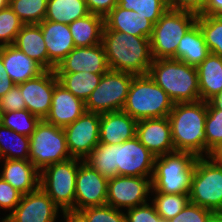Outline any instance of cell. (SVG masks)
<instances>
[{"label":"cell","mask_w":222,"mask_h":222,"mask_svg":"<svg viewBox=\"0 0 222 222\" xmlns=\"http://www.w3.org/2000/svg\"><path fill=\"white\" fill-rule=\"evenodd\" d=\"M51 108L44 119L46 122L59 127H65L86 112L85 102L74 96L60 83L54 86Z\"/></svg>","instance_id":"19"},{"label":"cell","mask_w":222,"mask_h":222,"mask_svg":"<svg viewBox=\"0 0 222 222\" xmlns=\"http://www.w3.org/2000/svg\"><path fill=\"white\" fill-rule=\"evenodd\" d=\"M134 74L108 70L103 74L99 85L85 102L87 112L106 113L121 111Z\"/></svg>","instance_id":"10"},{"label":"cell","mask_w":222,"mask_h":222,"mask_svg":"<svg viewBox=\"0 0 222 222\" xmlns=\"http://www.w3.org/2000/svg\"><path fill=\"white\" fill-rule=\"evenodd\" d=\"M126 222H160V215L157 213L154 204L148 202L126 209Z\"/></svg>","instance_id":"42"},{"label":"cell","mask_w":222,"mask_h":222,"mask_svg":"<svg viewBox=\"0 0 222 222\" xmlns=\"http://www.w3.org/2000/svg\"><path fill=\"white\" fill-rule=\"evenodd\" d=\"M148 74L174 103L200 100L196 67L173 58L153 59Z\"/></svg>","instance_id":"3"},{"label":"cell","mask_w":222,"mask_h":222,"mask_svg":"<svg viewBox=\"0 0 222 222\" xmlns=\"http://www.w3.org/2000/svg\"><path fill=\"white\" fill-rule=\"evenodd\" d=\"M61 213H63L65 222H88L86 216L79 210L67 209Z\"/></svg>","instance_id":"49"},{"label":"cell","mask_w":222,"mask_h":222,"mask_svg":"<svg viewBox=\"0 0 222 222\" xmlns=\"http://www.w3.org/2000/svg\"><path fill=\"white\" fill-rule=\"evenodd\" d=\"M197 15L168 9L154 24L150 37L153 59H177L179 41L196 23Z\"/></svg>","instance_id":"6"},{"label":"cell","mask_w":222,"mask_h":222,"mask_svg":"<svg viewBox=\"0 0 222 222\" xmlns=\"http://www.w3.org/2000/svg\"><path fill=\"white\" fill-rule=\"evenodd\" d=\"M104 73H56L58 83L69 90L74 96L86 102L90 94L99 85Z\"/></svg>","instance_id":"29"},{"label":"cell","mask_w":222,"mask_h":222,"mask_svg":"<svg viewBox=\"0 0 222 222\" xmlns=\"http://www.w3.org/2000/svg\"><path fill=\"white\" fill-rule=\"evenodd\" d=\"M48 0H10L9 6L24 24H39L47 13Z\"/></svg>","instance_id":"34"},{"label":"cell","mask_w":222,"mask_h":222,"mask_svg":"<svg viewBox=\"0 0 222 222\" xmlns=\"http://www.w3.org/2000/svg\"><path fill=\"white\" fill-rule=\"evenodd\" d=\"M40 119L27 109L0 114V123L19 134L28 137L35 131Z\"/></svg>","instance_id":"35"},{"label":"cell","mask_w":222,"mask_h":222,"mask_svg":"<svg viewBox=\"0 0 222 222\" xmlns=\"http://www.w3.org/2000/svg\"><path fill=\"white\" fill-rule=\"evenodd\" d=\"M137 120L124 111L100 114L99 143L121 144L136 136Z\"/></svg>","instance_id":"21"},{"label":"cell","mask_w":222,"mask_h":222,"mask_svg":"<svg viewBox=\"0 0 222 222\" xmlns=\"http://www.w3.org/2000/svg\"><path fill=\"white\" fill-rule=\"evenodd\" d=\"M207 108L222 109V90L207 102Z\"/></svg>","instance_id":"50"},{"label":"cell","mask_w":222,"mask_h":222,"mask_svg":"<svg viewBox=\"0 0 222 222\" xmlns=\"http://www.w3.org/2000/svg\"><path fill=\"white\" fill-rule=\"evenodd\" d=\"M29 153L30 137L6 128L0 123V159L29 160Z\"/></svg>","instance_id":"31"},{"label":"cell","mask_w":222,"mask_h":222,"mask_svg":"<svg viewBox=\"0 0 222 222\" xmlns=\"http://www.w3.org/2000/svg\"><path fill=\"white\" fill-rule=\"evenodd\" d=\"M0 56L3 60L9 78L16 84L39 76L45 69L15 45L0 47Z\"/></svg>","instance_id":"23"},{"label":"cell","mask_w":222,"mask_h":222,"mask_svg":"<svg viewBox=\"0 0 222 222\" xmlns=\"http://www.w3.org/2000/svg\"><path fill=\"white\" fill-rule=\"evenodd\" d=\"M206 156L222 144V109L207 108L205 120Z\"/></svg>","instance_id":"38"},{"label":"cell","mask_w":222,"mask_h":222,"mask_svg":"<svg viewBox=\"0 0 222 222\" xmlns=\"http://www.w3.org/2000/svg\"><path fill=\"white\" fill-rule=\"evenodd\" d=\"M107 187L108 179L82 161L76 177L75 210L105 205Z\"/></svg>","instance_id":"15"},{"label":"cell","mask_w":222,"mask_h":222,"mask_svg":"<svg viewBox=\"0 0 222 222\" xmlns=\"http://www.w3.org/2000/svg\"><path fill=\"white\" fill-rule=\"evenodd\" d=\"M58 79L54 70H45L39 76L18 84L26 109L40 120L50 112L52 94Z\"/></svg>","instance_id":"16"},{"label":"cell","mask_w":222,"mask_h":222,"mask_svg":"<svg viewBox=\"0 0 222 222\" xmlns=\"http://www.w3.org/2000/svg\"><path fill=\"white\" fill-rule=\"evenodd\" d=\"M213 214L212 211L201 207L192 202L188 204L179 212L174 218L168 220L169 222H207L208 218Z\"/></svg>","instance_id":"41"},{"label":"cell","mask_w":222,"mask_h":222,"mask_svg":"<svg viewBox=\"0 0 222 222\" xmlns=\"http://www.w3.org/2000/svg\"><path fill=\"white\" fill-rule=\"evenodd\" d=\"M152 202L157 213L165 220L174 218L189 202V194H165L156 191Z\"/></svg>","instance_id":"37"},{"label":"cell","mask_w":222,"mask_h":222,"mask_svg":"<svg viewBox=\"0 0 222 222\" xmlns=\"http://www.w3.org/2000/svg\"><path fill=\"white\" fill-rule=\"evenodd\" d=\"M59 210L39 187L36 191L24 194L16 208L0 222H55Z\"/></svg>","instance_id":"14"},{"label":"cell","mask_w":222,"mask_h":222,"mask_svg":"<svg viewBox=\"0 0 222 222\" xmlns=\"http://www.w3.org/2000/svg\"><path fill=\"white\" fill-rule=\"evenodd\" d=\"M0 177L20 193L27 194L39 188L40 171L30 160L3 159Z\"/></svg>","instance_id":"24"},{"label":"cell","mask_w":222,"mask_h":222,"mask_svg":"<svg viewBox=\"0 0 222 222\" xmlns=\"http://www.w3.org/2000/svg\"><path fill=\"white\" fill-rule=\"evenodd\" d=\"M63 130L70 155L83 160L99 144L100 113L86 111Z\"/></svg>","instance_id":"13"},{"label":"cell","mask_w":222,"mask_h":222,"mask_svg":"<svg viewBox=\"0 0 222 222\" xmlns=\"http://www.w3.org/2000/svg\"><path fill=\"white\" fill-rule=\"evenodd\" d=\"M197 157L173 151L155 158L152 189L165 194H189Z\"/></svg>","instance_id":"5"},{"label":"cell","mask_w":222,"mask_h":222,"mask_svg":"<svg viewBox=\"0 0 222 222\" xmlns=\"http://www.w3.org/2000/svg\"><path fill=\"white\" fill-rule=\"evenodd\" d=\"M151 179L122 175L108 179L106 204L121 210L147 203L152 189Z\"/></svg>","instance_id":"11"},{"label":"cell","mask_w":222,"mask_h":222,"mask_svg":"<svg viewBox=\"0 0 222 222\" xmlns=\"http://www.w3.org/2000/svg\"><path fill=\"white\" fill-rule=\"evenodd\" d=\"M209 54L203 33L195 23L179 41L177 60L197 67Z\"/></svg>","instance_id":"27"},{"label":"cell","mask_w":222,"mask_h":222,"mask_svg":"<svg viewBox=\"0 0 222 222\" xmlns=\"http://www.w3.org/2000/svg\"><path fill=\"white\" fill-rule=\"evenodd\" d=\"M207 0H168L169 8L202 15Z\"/></svg>","instance_id":"45"},{"label":"cell","mask_w":222,"mask_h":222,"mask_svg":"<svg viewBox=\"0 0 222 222\" xmlns=\"http://www.w3.org/2000/svg\"><path fill=\"white\" fill-rule=\"evenodd\" d=\"M160 222H169V221H168V220L163 219V218L160 216Z\"/></svg>","instance_id":"54"},{"label":"cell","mask_w":222,"mask_h":222,"mask_svg":"<svg viewBox=\"0 0 222 222\" xmlns=\"http://www.w3.org/2000/svg\"><path fill=\"white\" fill-rule=\"evenodd\" d=\"M9 1L10 0H0V10L6 8L7 6H9Z\"/></svg>","instance_id":"53"},{"label":"cell","mask_w":222,"mask_h":222,"mask_svg":"<svg viewBox=\"0 0 222 222\" xmlns=\"http://www.w3.org/2000/svg\"><path fill=\"white\" fill-rule=\"evenodd\" d=\"M90 14L85 0H48L44 20L70 24Z\"/></svg>","instance_id":"30"},{"label":"cell","mask_w":222,"mask_h":222,"mask_svg":"<svg viewBox=\"0 0 222 222\" xmlns=\"http://www.w3.org/2000/svg\"><path fill=\"white\" fill-rule=\"evenodd\" d=\"M109 70L103 44L75 47L55 67V73H106Z\"/></svg>","instance_id":"17"},{"label":"cell","mask_w":222,"mask_h":222,"mask_svg":"<svg viewBox=\"0 0 222 222\" xmlns=\"http://www.w3.org/2000/svg\"><path fill=\"white\" fill-rule=\"evenodd\" d=\"M81 212L88 222H126L125 213L122 210L107 204L85 208Z\"/></svg>","instance_id":"40"},{"label":"cell","mask_w":222,"mask_h":222,"mask_svg":"<svg viewBox=\"0 0 222 222\" xmlns=\"http://www.w3.org/2000/svg\"><path fill=\"white\" fill-rule=\"evenodd\" d=\"M136 137L156 157L175 151L168 117L138 120Z\"/></svg>","instance_id":"18"},{"label":"cell","mask_w":222,"mask_h":222,"mask_svg":"<svg viewBox=\"0 0 222 222\" xmlns=\"http://www.w3.org/2000/svg\"><path fill=\"white\" fill-rule=\"evenodd\" d=\"M102 44L110 70L134 75L149 73L153 61L150 38L103 30Z\"/></svg>","instance_id":"1"},{"label":"cell","mask_w":222,"mask_h":222,"mask_svg":"<svg viewBox=\"0 0 222 222\" xmlns=\"http://www.w3.org/2000/svg\"><path fill=\"white\" fill-rule=\"evenodd\" d=\"M69 28L75 47H90L102 43L104 18L90 13L70 23Z\"/></svg>","instance_id":"28"},{"label":"cell","mask_w":222,"mask_h":222,"mask_svg":"<svg viewBox=\"0 0 222 222\" xmlns=\"http://www.w3.org/2000/svg\"><path fill=\"white\" fill-rule=\"evenodd\" d=\"M206 117L205 101L174 103L168 119L175 151L189 152L197 158L206 157Z\"/></svg>","instance_id":"2"},{"label":"cell","mask_w":222,"mask_h":222,"mask_svg":"<svg viewBox=\"0 0 222 222\" xmlns=\"http://www.w3.org/2000/svg\"><path fill=\"white\" fill-rule=\"evenodd\" d=\"M82 159L71 158L40 171L39 187L61 209L75 210L76 177Z\"/></svg>","instance_id":"9"},{"label":"cell","mask_w":222,"mask_h":222,"mask_svg":"<svg viewBox=\"0 0 222 222\" xmlns=\"http://www.w3.org/2000/svg\"><path fill=\"white\" fill-rule=\"evenodd\" d=\"M26 109L21 88L14 85L2 98H0V114Z\"/></svg>","instance_id":"43"},{"label":"cell","mask_w":222,"mask_h":222,"mask_svg":"<svg viewBox=\"0 0 222 222\" xmlns=\"http://www.w3.org/2000/svg\"><path fill=\"white\" fill-rule=\"evenodd\" d=\"M23 194L0 177V208L14 210L21 201Z\"/></svg>","instance_id":"44"},{"label":"cell","mask_w":222,"mask_h":222,"mask_svg":"<svg viewBox=\"0 0 222 222\" xmlns=\"http://www.w3.org/2000/svg\"><path fill=\"white\" fill-rule=\"evenodd\" d=\"M23 25L10 6L0 10V47L13 45Z\"/></svg>","instance_id":"39"},{"label":"cell","mask_w":222,"mask_h":222,"mask_svg":"<svg viewBox=\"0 0 222 222\" xmlns=\"http://www.w3.org/2000/svg\"><path fill=\"white\" fill-rule=\"evenodd\" d=\"M196 69L200 100L208 102L222 90V57L210 53Z\"/></svg>","instance_id":"25"},{"label":"cell","mask_w":222,"mask_h":222,"mask_svg":"<svg viewBox=\"0 0 222 222\" xmlns=\"http://www.w3.org/2000/svg\"><path fill=\"white\" fill-rule=\"evenodd\" d=\"M207 222H222V213H213Z\"/></svg>","instance_id":"52"},{"label":"cell","mask_w":222,"mask_h":222,"mask_svg":"<svg viewBox=\"0 0 222 222\" xmlns=\"http://www.w3.org/2000/svg\"><path fill=\"white\" fill-rule=\"evenodd\" d=\"M85 2L91 14H96L103 18L118 5V0H85Z\"/></svg>","instance_id":"46"},{"label":"cell","mask_w":222,"mask_h":222,"mask_svg":"<svg viewBox=\"0 0 222 222\" xmlns=\"http://www.w3.org/2000/svg\"><path fill=\"white\" fill-rule=\"evenodd\" d=\"M154 24L133 10L115 6L104 17V29L150 38Z\"/></svg>","instance_id":"22"},{"label":"cell","mask_w":222,"mask_h":222,"mask_svg":"<svg viewBox=\"0 0 222 222\" xmlns=\"http://www.w3.org/2000/svg\"><path fill=\"white\" fill-rule=\"evenodd\" d=\"M117 175L152 178L156 156L135 136L121 144H114Z\"/></svg>","instance_id":"12"},{"label":"cell","mask_w":222,"mask_h":222,"mask_svg":"<svg viewBox=\"0 0 222 222\" xmlns=\"http://www.w3.org/2000/svg\"><path fill=\"white\" fill-rule=\"evenodd\" d=\"M48 52V70H55L71 50L75 48L68 24L43 20L39 23Z\"/></svg>","instance_id":"20"},{"label":"cell","mask_w":222,"mask_h":222,"mask_svg":"<svg viewBox=\"0 0 222 222\" xmlns=\"http://www.w3.org/2000/svg\"><path fill=\"white\" fill-rule=\"evenodd\" d=\"M13 45L48 70V52L39 24H24Z\"/></svg>","instance_id":"26"},{"label":"cell","mask_w":222,"mask_h":222,"mask_svg":"<svg viewBox=\"0 0 222 222\" xmlns=\"http://www.w3.org/2000/svg\"><path fill=\"white\" fill-rule=\"evenodd\" d=\"M174 102L149 76L134 75L122 111L138 120L168 117Z\"/></svg>","instance_id":"4"},{"label":"cell","mask_w":222,"mask_h":222,"mask_svg":"<svg viewBox=\"0 0 222 222\" xmlns=\"http://www.w3.org/2000/svg\"><path fill=\"white\" fill-rule=\"evenodd\" d=\"M90 167L96 169L107 179L117 176V165L114 157V144L99 143L92 152L83 159Z\"/></svg>","instance_id":"32"},{"label":"cell","mask_w":222,"mask_h":222,"mask_svg":"<svg viewBox=\"0 0 222 222\" xmlns=\"http://www.w3.org/2000/svg\"><path fill=\"white\" fill-rule=\"evenodd\" d=\"M71 158L63 128L40 120L30 136L29 160L33 165L42 171L49 165Z\"/></svg>","instance_id":"8"},{"label":"cell","mask_w":222,"mask_h":222,"mask_svg":"<svg viewBox=\"0 0 222 222\" xmlns=\"http://www.w3.org/2000/svg\"><path fill=\"white\" fill-rule=\"evenodd\" d=\"M202 15L222 16V0H207Z\"/></svg>","instance_id":"48"},{"label":"cell","mask_w":222,"mask_h":222,"mask_svg":"<svg viewBox=\"0 0 222 222\" xmlns=\"http://www.w3.org/2000/svg\"><path fill=\"white\" fill-rule=\"evenodd\" d=\"M118 5L139 13L153 24L169 9L168 0H118Z\"/></svg>","instance_id":"36"},{"label":"cell","mask_w":222,"mask_h":222,"mask_svg":"<svg viewBox=\"0 0 222 222\" xmlns=\"http://www.w3.org/2000/svg\"><path fill=\"white\" fill-rule=\"evenodd\" d=\"M210 157L222 165V144L211 153Z\"/></svg>","instance_id":"51"},{"label":"cell","mask_w":222,"mask_h":222,"mask_svg":"<svg viewBox=\"0 0 222 222\" xmlns=\"http://www.w3.org/2000/svg\"><path fill=\"white\" fill-rule=\"evenodd\" d=\"M189 201L213 213H222V165L210 156L196 159Z\"/></svg>","instance_id":"7"},{"label":"cell","mask_w":222,"mask_h":222,"mask_svg":"<svg viewBox=\"0 0 222 222\" xmlns=\"http://www.w3.org/2000/svg\"><path fill=\"white\" fill-rule=\"evenodd\" d=\"M200 27L210 53L222 57V16L198 15Z\"/></svg>","instance_id":"33"},{"label":"cell","mask_w":222,"mask_h":222,"mask_svg":"<svg viewBox=\"0 0 222 222\" xmlns=\"http://www.w3.org/2000/svg\"><path fill=\"white\" fill-rule=\"evenodd\" d=\"M14 85L15 83L9 78L0 56V98H2Z\"/></svg>","instance_id":"47"}]
</instances>
